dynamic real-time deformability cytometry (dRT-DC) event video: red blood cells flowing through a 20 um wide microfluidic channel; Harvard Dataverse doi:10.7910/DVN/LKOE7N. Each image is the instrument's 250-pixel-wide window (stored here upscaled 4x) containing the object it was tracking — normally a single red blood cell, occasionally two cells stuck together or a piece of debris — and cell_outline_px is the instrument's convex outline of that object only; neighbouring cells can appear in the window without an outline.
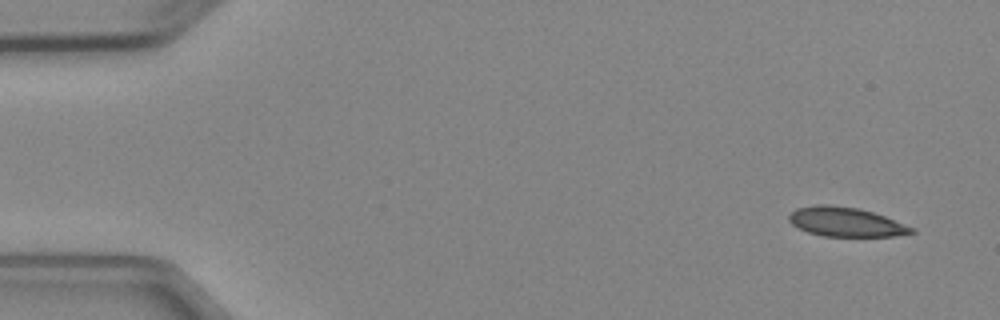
{"species": "Egyptian fruit bat (a non-hibernating species)", "species_latin": "Rousettus aegyptiacus", "temperature_condition": "cold", "stored_images_in_passage": 7, "camera_frame_rate_fps": 3000, "um_per_image_px": 0.085, "animal": {"sex": "female"}, "frame": {"image": 1, "passage_image": 1, "time_ms": 0.0, "image_size_px": [1000, 320], "cell_outline_px": [[916, 232], [892, 236], [824, 236], [808, 232], [792, 224], [788, 220], [788, 216], [796, 208], [816, 204], [828, 204], [856, 208], [872, 212], [884, 216], [916, 228]], "centroid_in_image_um": [71.89, 18.86], "position_along_channel_um": 13.1, "area_um2": 20.81}}
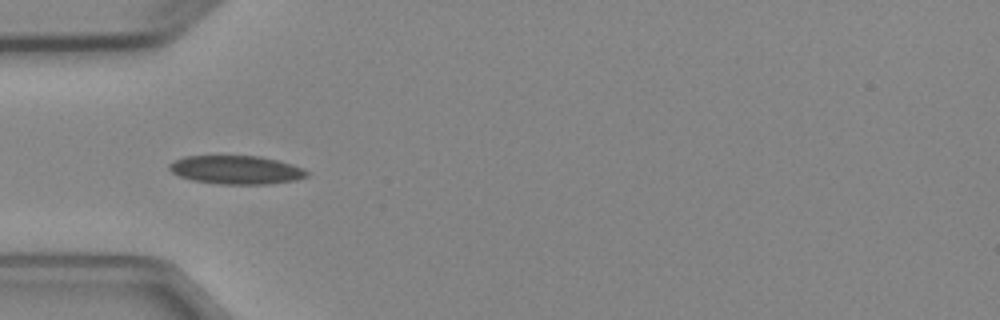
{"frame": {"image": 2, "passage_image": 4, "time_ms": 4.333, "image_size_px": [1000, 320], "cell_outline_px": [[308, 176], [296, 180], [268, 184], [220, 184], [192, 180], [180, 176], [172, 172], [168, 168], [168, 164], [184, 156], [260, 156], [280, 160], [304, 168], [308, 172]], "centroid_in_image_um": [20.11, 14.43], "position_along_channel_um": 64.9, "area_um2": 22.95}}